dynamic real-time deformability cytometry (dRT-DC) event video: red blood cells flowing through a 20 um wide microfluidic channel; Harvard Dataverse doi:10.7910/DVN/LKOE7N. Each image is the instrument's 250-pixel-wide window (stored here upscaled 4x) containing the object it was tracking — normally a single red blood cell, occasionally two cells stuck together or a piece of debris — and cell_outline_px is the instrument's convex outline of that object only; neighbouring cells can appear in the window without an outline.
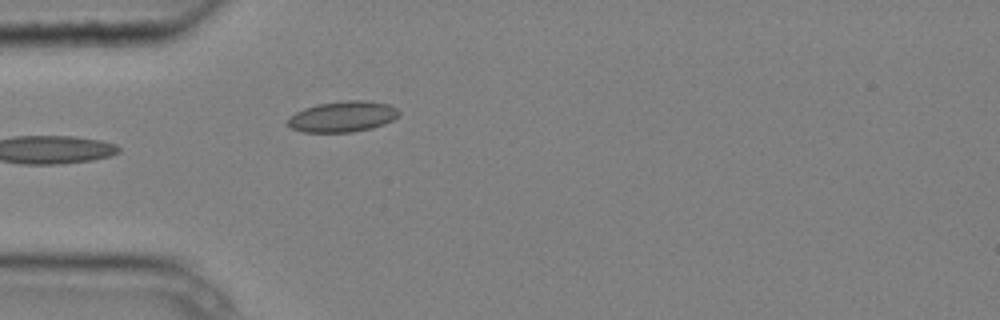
{"species": "common noctule bat (a hibernating species)", "species_latin": "Nyctalus noctula", "temperature_condition": "cold", "stored_images_in_passage": 5, "camera_frame_rate_fps": 3000, "um_per_image_px": 0.085, "animal": {"sex": "male", "body_mass_g": 20.4}, "frame": {"image": 1, "passage_image": 5, "time_ms": 1.333, "image_size_px": [1000, 320], "cell_outline_px": [[400, 112], [392, 120], [384, 124], [372, 128], [352, 132], [304, 132], [292, 128], [288, 124], [288, 116], [304, 108], [320, 104], [344, 100], [368, 100], [388, 104], [396, 108]], "centroid_in_image_um": [29.12, 9.9], "position_along_channel_um": 55.9, "area_um2": 19.88}}